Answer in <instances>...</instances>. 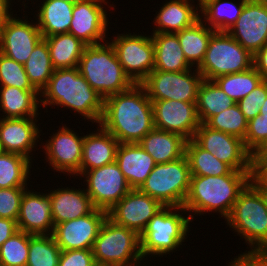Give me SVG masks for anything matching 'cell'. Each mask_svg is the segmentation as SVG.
I'll return each instance as SVG.
<instances>
[{
	"label": "cell",
	"instance_id": "38",
	"mask_svg": "<svg viewBox=\"0 0 267 266\" xmlns=\"http://www.w3.org/2000/svg\"><path fill=\"white\" fill-rule=\"evenodd\" d=\"M213 81L237 103L250 94L263 81V78L253 66L242 72L220 76Z\"/></svg>",
	"mask_w": 267,
	"mask_h": 266
},
{
	"label": "cell",
	"instance_id": "33",
	"mask_svg": "<svg viewBox=\"0 0 267 266\" xmlns=\"http://www.w3.org/2000/svg\"><path fill=\"white\" fill-rule=\"evenodd\" d=\"M215 30L210 29L201 19L192 26L175 33L186 60L197 68L203 61L210 37Z\"/></svg>",
	"mask_w": 267,
	"mask_h": 266
},
{
	"label": "cell",
	"instance_id": "42",
	"mask_svg": "<svg viewBox=\"0 0 267 266\" xmlns=\"http://www.w3.org/2000/svg\"><path fill=\"white\" fill-rule=\"evenodd\" d=\"M0 86H11L21 90H36L24 69V65L0 52Z\"/></svg>",
	"mask_w": 267,
	"mask_h": 266
},
{
	"label": "cell",
	"instance_id": "14",
	"mask_svg": "<svg viewBox=\"0 0 267 266\" xmlns=\"http://www.w3.org/2000/svg\"><path fill=\"white\" fill-rule=\"evenodd\" d=\"M193 140L233 170L253 172V155L239 137L211 129L204 123H200Z\"/></svg>",
	"mask_w": 267,
	"mask_h": 266
},
{
	"label": "cell",
	"instance_id": "12",
	"mask_svg": "<svg viewBox=\"0 0 267 266\" xmlns=\"http://www.w3.org/2000/svg\"><path fill=\"white\" fill-rule=\"evenodd\" d=\"M57 132L49 136L50 139L43 141L40 148L45 153L44 159L50 168L58 173L67 174L70 177H80V164L82 161V149L84 135L75 132V130L63 124ZM46 157V158H45ZM73 175V176H72Z\"/></svg>",
	"mask_w": 267,
	"mask_h": 266
},
{
	"label": "cell",
	"instance_id": "13",
	"mask_svg": "<svg viewBox=\"0 0 267 266\" xmlns=\"http://www.w3.org/2000/svg\"><path fill=\"white\" fill-rule=\"evenodd\" d=\"M79 178H84L82 186L94 207L106 212L132 190L115 161L85 171Z\"/></svg>",
	"mask_w": 267,
	"mask_h": 266
},
{
	"label": "cell",
	"instance_id": "17",
	"mask_svg": "<svg viewBox=\"0 0 267 266\" xmlns=\"http://www.w3.org/2000/svg\"><path fill=\"white\" fill-rule=\"evenodd\" d=\"M227 32L254 56L267 44V0H246L240 16Z\"/></svg>",
	"mask_w": 267,
	"mask_h": 266
},
{
	"label": "cell",
	"instance_id": "10",
	"mask_svg": "<svg viewBox=\"0 0 267 266\" xmlns=\"http://www.w3.org/2000/svg\"><path fill=\"white\" fill-rule=\"evenodd\" d=\"M116 34L117 36L107 40L113 45L125 73L135 84H140L154 70L155 49L152 37L139 32L138 35L135 32Z\"/></svg>",
	"mask_w": 267,
	"mask_h": 266
},
{
	"label": "cell",
	"instance_id": "58",
	"mask_svg": "<svg viewBox=\"0 0 267 266\" xmlns=\"http://www.w3.org/2000/svg\"><path fill=\"white\" fill-rule=\"evenodd\" d=\"M63 1H67V2H70L72 4H75V3H77L78 1H81V0H63Z\"/></svg>",
	"mask_w": 267,
	"mask_h": 266
},
{
	"label": "cell",
	"instance_id": "23",
	"mask_svg": "<svg viewBox=\"0 0 267 266\" xmlns=\"http://www.w3.org/2000/svg\"><path fill=\"white\" fill-rule=\"evenodd\" d=\"M66 187V188H65ZM50 189L52 219L54 226L92 213L96 208L87 195L85 187H67ZM80 187V188H79Z\"/></svg>",
	"mask_w": 267,
	"mask_h": 266
},
{
	"label": "cell",
	"instance_id": "55",
	"mask_svg": "<svg viewBox=\"0 0 267 266\" xmlns=\"http://www.w3.org/2000/svg\"><path fill=\"white\" fill-rule=\"evenodd\" d=\"M6 1L13 7V5L16 4V2H19V3H20L21 0H17L16 2H15L14 0H6ZM11 1H12L14 4H13ZM25 1H27V3H25ZM28 1H29V0H24V1H22L21 6H24L25 9L28 8V6H27V4L29 3ZM11 3H12V4H11Z\"/></svg>",
	"mask_w": 267,
	"mask_h": 266
},
{
	"label": "cell",
	"instance_id": "4",
	"mask_svg": "<svg viewBox=\"0 0 267 266\" xmlns=\"http://www.w3.org/2000/svg\"><path fill=\"white\" fill-rule=\"evenodd\" d=\"M191 223L190 216L183 206H164L149 220L140 234L143 259L149 262L151 257L155 259L159 256L161 259L165 255L167 257V254L171 256L172 252L180 251L179 248L182 249L191 231Z\"/></svg>",
	"mask_w": 267,
	"mask_h": 266
},
{
	"label": "cell",
	"instance_id": "41",
	"mask_svg": "<svg viewBox=\"0 0 267 266\" xmlns=\"http://www.w3.org/2000/svg\"><path fill=\"white\" fill-rule=\"evenodd\" d=\"M32 234L18 230L0 247V266H26Z\"/></svg>",
	"mask_w": 267,
	"mask_h": 266
},
{
	"label": "cell",
	"instance_id": "53",
	"mask_svg": "<svg viewBox=\"0 0 267 266\" xmlns=\"http://www.w3.org/2000/svg\"><path fill=\"white\" fill-rule=\"evenodd\" d=\"M0 10H13L6 0H0Z\"/></svg>",
	"mask_w": 267,
	"mask_h": 266
},
{
	"label": "cell",
	"instance_id": "1",
	"mask_svg": "<svg viewBox=\"0 0 267 266\" xmlns=\"http://www.w3.org/2000/svg\"><path fill=\"white\" fill-rule=\"evenodd\" d=\"M99 125L119 143H139L155 128L153 108L141 84L104 99Z\"/></svg>",
	"mask_w": 267,
	"mask_h": 266
},
{
	"label": "cell",
	"instance_id": "46",
	"mask_svg": "<svg viewBox=\"0 0 267 266\" xmlns=\"http://www.w3.org/2000/svg\"><path fill=\"white\" fill-rule=\"evenodd\" d=\"M92 249L61 251L58 266H94Z\"/></svg>",
	"mask_w": 267,
	"mask_h": 266
},
{
	"label": "cell",
	"instance_id": "11",
	"mask_svg": "<svg viewBox=\"0 0 267 266\" xmlns=\"http://www.w3.org/2000/svg\"><path fill=\"white\" fill-rule=\"evenodd\" d=\"M202 80L203 77L197 68L181 72L153 70L140 84L151 101L175 100L196 103L197 91Z\"/></svg>",
	"mask_w": 267,
	"mask_h": 266
},
{
	"label": "cell",
	"instance_id": "57",
	"mask_svg": "<svg viewBox=\"0 0 267 266\" xmlns=\"http://www.w3.org/2000/svg\"><path fill=\"white\" fill-rule=\"evenodd\" d=\"M193 2H197V6L200 8L201 6H203L208 0H192Z\"/></svg>",
	"mask_w": 267,
	"mask_h": 266
},
{
	"label": "cell",
	"instance_id": "39",
	"mask_svg": "<svg viewBox=\"0 0 267 266\" xmlns=\"http://www.w3.org/2000/svg\"><path fill=\"white\" fill-rule=\"evenodd\" d=\"M61 249L52 234L33 235L29 240L26 266H58Z\"/></svg>",
	"mask_w": 267,
	"mask_h": 266
},
{
	"label": "cell",
	"instance_id": "31",
	"mask_svg": "<svg viewBox=\"0 0 267 266\" xmlns=\"http://www.w3.org/2000/svg\"><path fill=\"white\" fill-rule=\"evenodd\" d=\"M208 0L200 7V19L218 32H227L240 16L246 0Z\"/></svg>",
	"mask_w": 267,
	"mask_h": 266
},
{
	"label": "cell",
	"instance_id": "6",
	"mask_svg": "<svg viewBox=\"0 0 267 266\" xmlns=\"http://www.w3.org/2000/svg\"><path fill=\"white\" fill-rule=\"evenodd\" d=\"M230 230L244 239L250 252H267V206L262 193L250 182L225 219Z\"/></svg>",
	"mask_w": 267,
	"mask_h": 266
},
{
	"label": "cell",
	"instance_id": "19",
	"mask_svg": "<svg viewBox=\"0 0 267 266\" xmlns=\"http://www.w3.org/2000/svg\"><path fill=\"white\" fill-rule=\"evenodd\" d=\"M108 212L95 209L92 213L54 226L53 237L61 251L92 249Z\"/></svg>",
	"mask_w": 267,
	"mask_h": 266
},
{
	"label": "cell",
	"instance_id": "37",
	"mask_svg": "<svg viewBox=\"0 0 267 266\" xmlns=\"http://www.w3.org/2000/svg\"><path fill=\"white\" fill-rule=\"evenodd\" d=\"M23 65L32 86L41 93L55 70L51 62L47 42L44 38L35 46L28 60Z\"/></svg>",
	"mask_w": 267,
	"mask_h": 266
},
{
	"label": "cell",
	"instance_id": "50",
	"mask_svg": "<svg viewBox=\"0 0 267 266\" xmlns=\"http://www.w3.org/2000/svg\"><path fill=\"white\" fill-rule=\"evenodd\" d=\"M17 231L18 227L16 220L0 218V247Z\"/></svg>",
	"mask_w": 267,
	"mask_h": 266
},
{
	"label": "cell",
	"instance_id": "5",
	"mask_svg": "<svg viewBox=\"0 0 267 266\" xmlns=\"http://www.w3.org/2000/svg\"><path fill=\"white\" fill-rule=\"evenodd\" d=\"M77 68L103 99L126 91L135 84L125 73L108 40L86 46Z\"/></svg>",
	"mask_w": 267,
	"mask_h": 266
},
{
	"label": "cell",
	"instance_id": "18",
	"mask_svg": "<svg viewBox=\"0 0 267 266\" xmlns=\"http://www.w3.org/2000/svg\"><path fill=\"white\" fill-rule=\"evenodd\" d=\"M156 129L193 139L200 126L196 103L175 100L151 101Z\"/></svg>",
	"mask_w": 267,
	"mask_h": 266
},
{
	"label": "cell",
	"instance_id": "9",
	"mask_svg": "<svg viewBox=\"0 0 267 266\" xmlns=\"http://www.w3.org/2000/svg\"><path fill=\"white\" fill-rule=\"evenodd\" d=\"M253 67V55L228 32L215 31L209 41L202 63L197 67L203 79L214 80L223 75Z\"/></svg>",
	"mask_w": 267,
	"mask_h": 266
},
{
	"label": "cell",
	"instance_id": "36",
	"mask_svg": "<svg viewBox=\"0 0 267 266\" xmlns=\"http://www.w3.org/2000/svg\"><path fill=\"white\" fill-rule=\"evenodd\" d=\"M185 155L189 162L191 175L223 176L233 171L228 164L201 148L193 139L186 141Z\"/></svg>",
	"mask_w": 267,
	"mask_h": 266
},
{
	"label": "cell",
	"instance_id": "54",
	"mask_svg": "<svg viewBox=\"0 0 267 266\" xmlns=\"http://www.w3.org/2000/svg\"><path fill=\"white\" fill-rule=\"evenodd\" d=\"M260 117H267V98L266 101L264 102L263 106L260 108Z\"/></svg>",
	"mask_w": 267,
	"mask_h": 266
},
{
	"label": "cell",
	"instance_id": "48",
	"mask_svg": "<svg viewBox=\"0 0 267 266\" xmlns=\"http://www.w3.org/2000/svg\"><path fill=\"white\" fill-rule=\"evenodd\" d=\"M251 183L256 188H267V161H253Z\"/></svg>",
	"mask_w": 267,
	"mask_h": 266
},
{
	"label": "cell",
	"instance_id": "26",
	"mask_svg": "<svg viewBox=\"0 0 267 266\" xmlns=\"http://www.w3.org/2000/svg\"><path fill=\"white\" fill-rule=\"evenodd\" d=\"M115 162L132 189H139L156 165L139 143H120Z\"/></svg>",
	"mask_w": 267,
	"mask_h": 266
},
{
	"label": "cell",
	"instance_id": "30",
	"mask_svg": "<svg viewBox=\"0 0 267 266\" xmlns=\"http://www.w3.org/2000/svg\"><path fill=\"white\" fill-rule=\"evenodd\" d=\"M155 49L154 70L181 72L193 66L186 60L178 37L174 33H150Z\"/></svg>",
	"mask_w": 267,
	"mask_h": 266
},
{
	"label": "cell",
	"instance_id": "21",
	"mask_svg": "<svg viewBox=\"0 0 267 266\" xmlns=\"http://www.w3.org/2000/svg\"><path fill=\"white\" fill-rule=\"evenodd\" d=\"M38 121L37 118H0L1 150L21 154L35 161L31 152L37 150V143L41 146L42 134Z\"/></svg>",
	"mask_w": 267,
	"mask_h": 266
},
{
	"label": "cell",
	"instance_id": "45",
	"mask_svg": "<svg viewBox=\"0 0 267 266\" xmlns=\"http://www.w3.org/2000/svg\"><path fill=\"white\" fill-rule=\"evenodd\" d=\"M267 98V80H263L250 94L237 102L240 111L249 121L260 113Z\"/></svg>",
	"mask_w": 267,
	"mask_h": 266
},
{
	"label": "cell",
	"instance_id": "2",
	"mask_svg": "<svg viewBox=\"0 0 267 266\" xmlns=\"http://www.w3.org/2000/svg\"><path fill=\"white\" fill-rule=\"evenodd\" d=\"M104 99L89 85L78 68L54 70L48 84L40 93V107H63L72 110L84 121L99 125Z\"/></svg>",
	"mask_w": 267,
	"mask_h": 266
},
{
	"label": "cell",
	"instance_id": "32",
	"mask_svg": "<svg viewBox=\"0 0 267 266\" xmlns=\"http://www.w3.org/2000/svg\"><path fill=\"white\" fill-rule=\"evenodd\" d=\"M47 42L54 69L76 68L87 46L71 33H62L44 38Z\"/></svg>",
	"mask_w": 267,
	"mask_h": 266
},
{
	"label": "cell",
	"instance_id": "56",
	"mask_svg": "<svg viewBox=\"0 0 267 266\" xmlns=\"http://www.w3.org/2000/svg\"><path fill=\"white\" fill-rule=\"evenodd\" d=\"M257 189L262 193V196L267 206V188H257Z\"/></svg>",
	"mask_w": 267,
	"mask_h": 266
},
{
	"label": "cell",
	"instance_id": "27",
	"mask_svg": "<svg viewBox=\"0 0 267 266\" xmlns=\"http://www.w3.org/2000/svg\"><path fill=\"white\" fill-rule=\"evenodd\" d=\"M40 93L37 90H21L0 86V118H38ZM39 109V110H38Z\"/></svg>",
	"mask_w": 267,
	"mask_h": 266
},
{
	"label": "cell",
	"instance_id": "15",
	"mask_svg": "<svg viewBox=\"0 0 267 266\" xmlns=\"http://www.w3.org/2000/svg\"><path fill=\"white\" fill-rule=\"evenodd\" d=\"M108 1L81 0L75 3L68 33L80 39L87 46L107 41L110 21L108 20L106 7H111L112 10L116 7L113 2L110 4Z\"/></svg>",
	"mask_w": 267,
	"mask_h": 266
},
{
	"label": "cell",
	"instance_id": "16",
	"mask_svg": "<svg viewBox=\"0 0 267 266\" xmlns=\"http://www.w3.org/2000/svg\"><path fill=\"white\" fill-rule=\"evenodd\" d=\"M23 15L20 18L12 12L0 36V52L21 64L28 60L35 46L43 39L36 21H29L28 16Z\"/></svg>",
	"mask_w": 267,
	"mask_h": 266
},
{
	"label": "cell",
	"instance_id": "28",
	"mask_svg": "<svg viewBox=\"0 0 267 266\" xmlns=\"http://www.w3.org/2000/svg\"><path fill=\"white\" fill-rule=\"evenodd\" d=\"M38 4L33 18L43 38L69 32L74 4L63 0H43Z\"/></svg>",
	"mask_w": 267,
	"mask_h": 266
},
{
	"label": "cell",
	"instance_id": "22",
	"mask_svg": "<svg viewBox=\"0 0 267 266\" xmlns=\"http://www.w3.org/2000/svg\"><path fill=\"white\" fill-rule=\"evenodd\" d=\"M18 230L32 235H50L53 233L51 200L48 192L24 191L17 219Z\"/></svg>",
	"mask_w": 267,
	"mask_h": 266
},
{
	"label": "cell",
	"instance_id": "43",
	"mask_svg": "<svg viewBox=\"0 0 267 266\" xmlns=\"http://www.w3.org/2000/svg\"><path fill=\"white\" fill-rule=\"evenodd\" d=\"M244 145L254 156L262 152L267 146V117L257 115L248 121V129Z\"/></svg>",
	"mask_w": 267,
	"mask_h": 266
},
{
	"label": "cell",
	"instance_id": "52",
	"mask_svg": "<svg viewBox=\"0 0 267 266\" xmlns=\"http://www.w3.org/2000/svg\"><path fill=\"white\" fill-rule=\"evenodd\" d=\"M253 161H267V146L262 152L253 156Z\"/></svg>",
	"mask_w": 267,
	"mask_h": 266
},
{
	"label": "cell",
	"instance_id": "29",
	"mask_svg": "<svg viewBox=\"0 0 267 266\" xmlns=\"http://www.w3.org/2000/svg\"><path fill=\"white\" fill-rule=\"evenodd\" d=\"M186 139L181 135L154 128L139 142L156 164L168 163L185 155Z\"/></svg>",
	"mask_w": 267,
	"mask_h": 266
},
{
	"label": "cell",
	"instance_id": "51",
	"mask_svg": "<svg viewBox=\"0 0 267 266\" xmlns=\"http://www.w3.org/2000/svg\"><path fill=\"white\" fill-rule=\"evenodd\" d=\"M12 12H15L13 10H0V36L5 24L6 19L12 14Z\"/></svg>",
	"mask_w": 267,
	"mask_h": 266
},
{
	"label": "cell",
	"instance_id": "20",
	"mask_svg": "<svg viewBox=\"0 0 267 266\" xmlns=\"http://www.w3.org/2000/svg\"><path fill=\"white\" fill-rule=\"evenodd\" d=\"M163 207L158 200L139 189H132L108 211V218L140 235L149 220Z\"/></svg>",
	"mask_w": 267,
	"mask_h": 266
},
{
	"label": "cell",
	"instance_id": "47",
	"mask_svg": "<svg viewBox=\"0 0 267 266\" xmlns=\"http://www.w3.org/2000/svg\"><path fill=\"white\" fill-rule=\"evenodd\" d=\"M228 263V266H267V252H241Z\"/></svg>",
	"mask_w": 267,
	"mask_h": 266
},
{
	"label": "cell",
	"instance_id": "40",
	"mask_svg": "<svg viewBox=\"0 0 267 266\" xmlns=\"http://www.w3.org/2000/svg\"><path fill=\"white\" fill-rule=\"evenodd\" d=\"M204 124L211 129L239 137L242 140L245 139L248 129V120L240 111L237 103L220 114L210 117Z\"/></svg>",
	"mask_w": 267,
	"mask_h": 266
},
{
	"label": "cell",
	"instance_id": "3",
	"mask_svg": "<svg viewBox=\"0 0 267 266\" xmlns=\"http://www.w3.org/2000/svg\"><path fill=\"white\" fill-rule=\"evenodd\" d=\"M253 172L233 170L223 176L191 175L190 187L183 204L191 221L197 215L218 213L226 219L240 193L251 182ZM196 215V216H194Z\"/></svg>",
	"mask_w": 267,
	"mask_h": 266
},
{
	"label": "cell",
	"instance_id": "24",
	"mask_svg": "<svg viewBox=\"0 0 267 266\" xmlns=\"http://www.w3.org/2000/svg\"><path fill=\"white\" fill-rule=\"evenodd\" d=\"M153 19L152 33H177L200 19V8L192 0H165ZM158 12V13H157ZM156 26V27H155Z\"/></svg>",
	"mask_w": 267,
	"mask_h": 266
},
{
	"label": "cell",
	"instance_id": "35",
	"mask_svg": "<svg viewBox=\"0 0 267 266\" xmlns=\"http://www.w3.org/2000/svg\"><path fill=\"white\" fill-rule=\"evenodd\" d=\"M32 162L21 154L1 151L0 188L28 187Z\"/></svg>",
	"mask_w": 267,
	"mask_h": 266
},
{
	"label": "cell",
	"instance_id": "8",
	"mask_svg": "<svg viewBox=\"0 0 267 266\" xmlns=\"http://www.w3.org/2000/svg\"><path fill=\"white\" fill-rule=\"evenodd\" d=\"M190 166L187 156L156 164L139 190L158 200L163 206H183L190 187Z\"/></svg>",
	"mask_w": 267,
	"mask_h": 266
},
{
	"label": "cell",
	"instance_id": "34",
	"mask_svg": "<svg viewBox=\"0 0 267 266\" xmlns=\"http://www.w3.org/2000/svg\"><path fill=\"white\" fill-rule=\"evenodd\" d=\"M235 102L212 80L203 79L197 91V115L200 123L229 109Z\"/></svg>",
	"mask_w": 267,
	"mask_h": 266
},
{
	"label": "cell",
	"instance_id": "7",
	"mask_svg": "<svg viewBox=\"0 0 267 266\" xmlns=\"http://www.w3.org/2000/svg\"><path fill=\"white\" fill-rule=\"evenodd\" d=\"M92 252L97 265L141 266L147 263L141 255L140 235L135 230L115 224L108 217L94 241ZM144 264L142 266H147Z\"/></svg>",
	"mask_w": 267,
	"mask_h": 266
},
{
	"label": "cell",
	"instance_id": "49",
	"mask_svg": "<svg viewBox=\"0 0 267 266\" xmlns=\"http://www.w3.org/2000/svg\"><path fill=\"white\" fill-rule=\"evenodd\" d=\"M253 66L260 73L263 80H267V44L253 56Z\"/></svg>",
	"mask_w": 267,
	"mask_h": 266
},
{
	"label": "cell",
	"instance_id": "25",
	"mask_svg": "<svg viewBox=\"0 0 267 266\" xmlns=\"http://www.w3.org/2000/svg\"><path fill=\"white\" fill-rule=\"evenodd\" d=\"M97 130L84 134L80 176L88 170L113 163L119 141L112 134L97 125Z\"/></svg>",
	"mask_w": 267,
	"mask_h": 266
},
{
	"label": "cell",
	"instance_id": "44",
	"mask_svg": "<svg viewBox=\"0 0 267 266\" xmlns=\"http://www.w3.org/2000/svg\"><path fill=\"white\" fill-rule=\"evenodd\" d=\"M27 188H0V218L17 221L23 193Z\"/></svg>",
	"mask_w": 267,
	"mask_h": 266
}]
</instances>
